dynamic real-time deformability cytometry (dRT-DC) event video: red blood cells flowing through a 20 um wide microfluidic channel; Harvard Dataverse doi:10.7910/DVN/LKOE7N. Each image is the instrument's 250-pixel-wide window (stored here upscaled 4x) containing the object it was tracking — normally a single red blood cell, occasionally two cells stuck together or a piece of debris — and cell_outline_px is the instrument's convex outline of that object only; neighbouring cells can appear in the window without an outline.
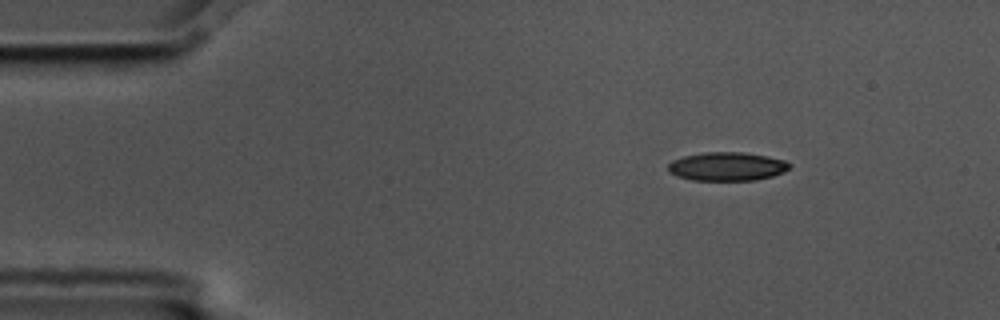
{"species": "common noctule bat (a hibernating species)", "species_latin": "Nyctalus noctula", "temperature_condition": "cold", "stored_images_in_passage": 4, "camera_frame_rate_fps": 3000, "um_per_image_px": 0.085, "animal": {"sex": "male", "body_mass_g": 17.5, "forearm_length_mm": 52.3}, "frame": {"image": 1, "passage_image": 1, "time_ms": 0.0, "image_size_px": [1000, 320], "cell_outline_px": [[792, 164], [784, 172], [772, 176], [756, 180], [692, 180], [676, 176], [668, 172], [668, 164], [672, 160], [684, 156], [704, 152], [744, 152], [768, 156], [784, 160]], "centroid_in_image_um": [61.79, 14.14], "position_along_channel_um": 23.2, "area_um2": 20.35}}
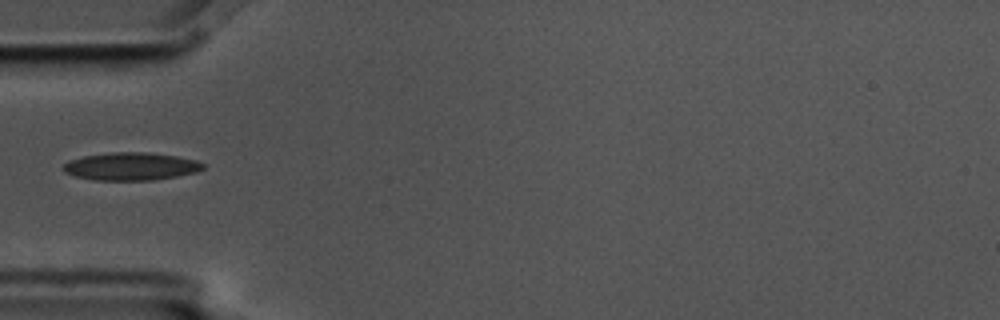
{"frame": {"image": 2, "passage_image": 4, "time_ms": 1.0, "image_size_px": [1000, 320], "cell_outline_px": [[204, 168], [196, 172], [176, 176], [152, 180], [96, 180], [76, 176], [64, 172], [60, 168], [68, 160], [84, 156], [112, 152], [148, 152], [176, 156], [196, 160], [204, 164]], "centroid_in_image_um": [11.1, 14.14], "position_along_channel_um": 73.9, "area_um2": 22.6}}